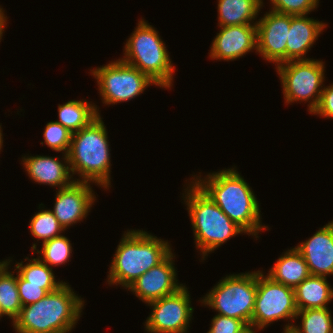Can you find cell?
I'll return each instance as SVG.
<instances>
[{
  "mask_svg": "<svg viewBox=\"0 0 333 333\" xmlns=\"http://www.w3.org/2000/svg\"><path fill=\"white\" fill-rule=\"evenodd\" d=\"M294 292L298 311L328 307L333 299V287L324 276L309 275Z\"/></svg>",
  "mask_w": 333,
  "mask_h": 333,
  "instance_id": "obj_19",
  "label": "cell"
},
{
  "mask_svg": "<svg viewBox=\"0 0 333 333\" xmlns=\"http://www.w3.org/2000/svg\"><path fill=\"white\" fill-rule=\"evenodd\" d=\"M309 275L308 265L295 247L284 252L267 273L273 281L292 288Z\"/></svg>",
  "mask_w": 333,
  "mask_h": 333,
  "instance_id": "obj_20",
  "label": "cell"
},
{
  "mask_svg": "<svg viewBox=\"0 0 333 333\" xmlns=\"http://www.w3.org/2000/svg\"><path fill=\"white\" fill-rule=\"evenodd\" d=\"M90 71L97 80L99 94L105 105L127 102L141 95L147 87L158 86L147 74L120 58Z\"/></svg>",
  "mask_w": 333,
  "mask_h": 333,
  "instance_id": "obj_9",
  "label": "cell"
},
{
  "mask_svg": "<svg viewBox=\"0 0 333 333\" xmlns=\"http://www.w3.org/2000/svg\"><path fill=\"white\" fill-rule=\"evenodd\" d=\"M28 260V263L16 262L14 271L18 272L25 280L27 284L43 285V289L49 293L56 291L65 282L57 281L53 270L38 257L30 258L25 257L24 261Z\"/></svg>",
  "mask_w": 333,
  "mask_h": 333,
  "instance_id": "obj_24",
  "label": "cell"
},
{
  "mask_svg": "<svg viewBox=\"0 0 333 333\" xmlns=\"http://www.w3.org/2000/svg\"><path fill=\"white\" fill-rule=\"evenodd\" d=\"M1 124V123H0ZM2 125H0V152L2 150V147H3V133H2Z\"/></svg>",
  "mask_w": 333,
  "mask_h": 333,
  "instance_id": "obj_35",
  "label": "cell"
},
{
  "mask_svg": "<svg viewBox=\"0 0 333 333\" xmlns=\"http://www.w3.org/2000/svg\"><path fill=\"white\" fill-rule=\"evenodd\" d=\"M74 292L65 282L39 301L23 306L12 322L16 333H70L85 303Z\"/></svg>",
  "mask_w": 333,
  "mask_h": 333,
  "instance_id": "obj_2",
  "label": "cell"
},
{
  "mask_svg": "<svg viewBox=\"0 0 333 333\" xmlns=\"http://www.w3.org/2000/svg\"><path fill=\"white\" fill-rule=\"evenodd\" d=\"M188 288L183 285L175 293L148 303L152 310L144 327L148 333H187L194 308Z\"/></svg>",
  "mask_w": 333,
  "mask_h": 333,
  "instance_id": "obj_11",
  "label": "cell"
},
{
  "mask_svg": "<svg viewBox=\"0 0 333 333\" xmlns=\"http://www.w3.org/2000/svg\"><path fill=\"white\" fill-rule=\"evenodd\" d=\"M328 307L299 310L295 320L301 318L300 325L293 324L295 333H333V319Z\"/></svg>",
  "mask_w": 333,
  "mask_h": 333,
  "instance_id": "obj_25",
  "label": "cell"
},
{
  "mask_svg": "<svg viewBox=\"0 0 333 333\" xmlns=\"http://www.w3.org/2000/svg\"><path fill=\"white\" fill-rule=\"evenodd\" d=\"M218 27L220 31L212 41L210 59L234 61L250 51H257L256 24Z\"/></svg>",
  "mask_w": 333,
  "mask_h": 333,
  "instance_id": "obj_15",
  "label": "cell"
},
{
  "mask_svg": "<svg viewBox=\"0 0 333 333\" xmlns=\"http://www.w3.org/2000/svg\"><path fill=\"white\" fill-rule=\"evenodd\" d=\"M282 333H295V332H293L291 329H286Z\"/></svg>",
  "mask_w": 333,
  "mask_h": 333,
  "instance_id": "obj_36",
  "label": "cell"
},
{
  "mask_svg": "<svg viewBox=\"0 0 333 333\" xmlns=\"http://www.w3.org/2000/svg\"><path fill=\"white\" fill-rule=\"evenodd\" d=\"M297 312L294 288L277 283L258 270L252 325L261 331L275 321L289 319L283 330L291 329L290 321H295Z\"/></svg>",
  "mask_w": 333,
  "mask_h": 333,
  "instance_id": "obj_10",
  "label": "cell"
},
{
  "mask_svg": "<svg viewBox=\"0 0 333 333\" xmlns=\"http://www.w3.org/2000/svg\"><path fill=\"white\" fill-rule=\"evenodd\" d=\"M320 0H270V10L287 15H307L317 9Z\"/></svg>",
  "mask_w": 333,
  "mask_h": 333,
  "instance_id": "obj_29",
  "label": "cell"
},
{
  "mask_svg": "<svg viewBox=\"0 0 333 333\" xmlns=\"http://www.w3.org/2000/svg\"><path fill=\"white\" fill-rule=\"evenodd\" d=\"M72 133L56 121H50L46 124L43 132L44 142L49 148L56 152L68 154L71 145Z\"/></svg>",
  "mask_w": 333,
  "mask_h": 333,
  "instance_id": "obj_28",
  "label": "cell"
},
{
  "mask_svg": "<svg viewBox=\"0 0 333 333\" xmlns=\"http://www.w3.org/2000/svg\"><path fill=\"white\" fill-rule=\"evenodd\" d=\"M90 185V182L74 181L65 188L56 189L54 208L51 211L65 230L86 219L97 200Z\"/></svg>",
  "mask_w": 333,
  "mask_h": 333,
  "instance_id": "obj_14",
  "label": "cell"
},
{
  "mask_svg": "<svg viewBox=\"0 0 333 333\" xmlns=\"http://www.w3.org/2000/svg\"><path fill=\"white\" fill-rule=\"evenodd\" d=\"M98 115L80 131L72 133L68 152L70 170L80 179L75 181L91 182L104 190L111 185V154L106 126Z\"/></svg>",
  "mask_w": 333,
  "mask_h": 333,
  "instance_id": "obj_4",
  "label": "cell"
},
{
  "mask_svg": "<svg viewBox=\"0 0 333 333\" xmlns=\"http://www.w3.org/2000/svg\"><path fill=\"white\" fill-rule=\"evenodd\" d=\"M175 253L171 252L161 263L136 279L127 289L144 303H150L175 293L179 284L175 269Z\"/></svg>",
  "mask_w": 333,
  "mask_h": 333,
  "instance_id": "obj_13",
  "label": "cell"
},
{
  "mask_svg": "<svg viewBox=\"0 0 333 333\" xmlns=\"http://www.w3.org/2000/svg\"><path fill=\"white\" fill-rule=\"evenodd\" d=\"M63 160L49 156H28L22 157L24 170L32 181L38 184H46L57 187L58 190L71 185L75 179L72 176L68 154H63ZM64 161V163H63ZM72 179V180H71Z\"/></svg>",
  "mask_w": 333,
  "mask_h": 333,
  "instance_id": "obj_17",
  "label": "cell"
},
{
  "mask_svg": "<svg viewBox=\"0 0 333 333\" xmlns=\"http://www.w3.org/2000/svg\"><path fill=\"white\" fill-rule=\"evenodd\" d=\"M257 27V51L266 61L286 62V45L290 28V15L269 10L260 17Z\"/></svg>",
  "mask_w": 333,
  "mask_h": 333,
  "instance_id": "obj_12",
  "label": "cell"
},
{
  "mask_svg": "<svg viewBox=\"0 0 333 333\" xmlns=\"http://www.w3.org/2000/svg\"><path fill=\"white\" fill-rule=\"evenodd\" d=\"M258 329H256L253 325L247 324L241 331L238 333H256Z\"/></svg>",
  "mask_w": 333,
  "mask_h": 333,
  "instance_id": "obj_34",
  "label": "cell"
},
{
  "mask_svg": "<svg viewBox=\"0 0 333 333\" xmlns=\"http://www.w3.org/2000/svg\"><path fill=\"white\" fill-rule=\"evenodd\" d=\"M295 248L305 259L310 275H333V221L319 228Z\"/></svg>",
  "mask_w": 333,
  "mask_h": 333,
  "instance_id": "obj_16",
  "label": "cell"
},
{
  "mask_svg": "<svg viewBox=\"0 0 333 333\" xmlns=\"http://www.w3.org/2000/svg\"><path fill=\"white\" fill-rule=\"evenodd\" d=\"M312 114L327 119L333 118V83L323 87L320 102Z\"/></svg>",
  "mask_w": 333,
  "mask_h": 333,
  "instance_id": "obj_32",
  "label": "cell"
},
{
  "mask_svg": "<svg viewBox=\"0 0 333 333\" xmlns=\"http://www.w3.org/2000/svg\"><path fill=\"white\" fill-rule=\"evenodd\" d=\"M236 167L193 176V180L218 207L247 235L259 238V232L268 229L262 225L259 201L253 189ZM196 176V177H195Z\"/></svg>",
  "mask_w": 333,
  "mask_h": 333,
  "instance_id": "obj_1",
  "label": "cell"
},
{
  "mask_svg": "<svg viewBox=\"0 0 333 333\" xmlns=\"http://www.w3.org/2000/svg\"><path fill=\"white\" fill-rule=\"evenodd\" d=\"M11 262L10 259L0 261V312L13 322L23 306L17 288V274L14 276L15 272L9 271Z\"/></svg>",
  "mask_w": 333,
  "mask_h": 333,
  "instance_id": "obj_23",
  "label": "cell"
},
{
  "mask_svg": "<svg viewBox=\"0 0 333 333\" xmlns=\"http://www.w3.org/2000/svg\"><path fill=\"white\" fill-rule=\"evenodd\" d=\"M99 113L98 106L88 100H70L60 105L58 104V120L62 126L71 133L80 131L94 120Z\"/></svg>",
  "mask_w": 333,
  "mask_h": 333,
  "instance_id": "obj_22",
  "label": "cell"
},
{
  "mask_svg": "<svg viewBox=\"0 0 333 333\" xmlns=\"http://www.w3.org/2000/svg\"><path fill=\"white\" fill-rule=\"evenodd\" d=\"M41 205L43 206L42 210L40 209ZM39 209V212L35 213L29 222V229L34 239L42 240V243H44L60 236L65 229L54 216V213L50 209H45L42 203L39 205Z\"/></svg>",
  "mask_w": 333,
  "mask_h": 333,
  "instance_id": "obj_27",
  "label": "cell"
},
{
  "mask_svg": "<svg viewBox=\"0 0 333 333\" xmlns=\"http://www.w3.org/2000/svg\"><path fill=\"white\" fill-rule=\"evenodd\" d=\"M256 292L257 271L233 273L223 277L199 301L220 315L252 325Z\"/></svg>",
  "mask_w": 333,
  "mask_h": 333,
  "instance_id": "obj_7",
  "label": "cell"
},
{
  "mask_svg": "<svg viewBox=\"0 0 333 333\" xmlns=\"http://www.w3.org/2000/svg\"><path fill=\"white\" fill-rule=\"evenodd\" d=\"M327 24L307 15H290V28L286 45V62L311 60L306 54L326 28Z\"/></svg>",
  "mask_w": 333,
  "mask_h": 333,
  "instance_id": "obj_18",
  "label": "cell"
},
{
  "mask_svg": "<svg viewBox=\"0 0 333 333\" xmlns=\"http://www.w3.org/2000/svg\"><path fill=\"white\" fill-rule=\"evenodd\" d=\"M263 4V0H218V26L257 24L254 20Z\"/></svg>",
  "mask_w": 333,
  "mask_h": 333,
  "instance_id": "obj_21",
  "label": "cell"
},
{
  "mask_svg": "<svg viewBox=\"0 0 333 333\" xmlns=\"http://www.w3.org/2000/svg\"><path fill=\"white\" fill-rule=\"evenodd\" d=\"M187 183L182 197L187 205L196 249L200 250L201 260H205L223 243L245 232L193 180Z\"/></svg>",
  "mask_w": 333,
  "mask_h": 333,
  "instance_id": "obj_5",
  "label": "cell"
},
{
  "mask_svg": "<svg viewBox=\"0 0 333 333\" xmlns=\"http://www.w3.org/2000/svg\"><path fill=\"white\" fill-rule=\"evenodd\" d=\"M17 288L22 306L35 303L49 293L47 290L43 289V285L27 284V280L18 272Z\"/></svg>",
  "mask_w": 333,
  "mask_h": 333,
  "instance_id": "obj_30",
  "label": "cell"
},
{
  "mask_svg": "<svg viewBox=\"0 0 333 333\" xmlns=\"http://www.w3.org/2000/svg\"><path fill=\"white\" fill-rule=\"evenodd\" d=\"M140 19L124 43V56L120 59L147 74L160 88L170 89L175 67L167 47L159 32L144 18Z\"/></svg>",
  "mask_w": 333,
  "mask_h": 333,
  "instance_id": "obj_6",
  "label": "cell"
},
{
  "mask_svg": "<svg viewBox=\"0 0 333 333\" xmlns=\"http://www.w3.org/2000/svg\"><path fill=\"white\" fill-rule=\"evenodd\" d=\"M68 237L64 235L52 238L49 241L42 243L41 250L37 249V242L33 243L31 249L32 254L39 253L42 256H37L42 262L47 264L51 269L53 266L65 265L72 254V244ZM36 251V252H35Z\"/></svg>",
  "mask_w": 333,
  "mask_h": 333,
  "instance_id": "obj_26",
  "label": "cell"
},
{
  "mask_svg": "<svg viewBox=\"0 0 333 333\" xmlns=\"http://www.w3.org/2000/svg\"><path fill=\"white\" fill-rule=\"evenodd\" d=\"M172 250L168 241L146 231H125L109 266L108 285H121L127 289L145 272L161 263Z\"/></svg>",
  "mask_w": 333,
  "mask_h": 333,
  "instance_id": "obj_3",
  "label": "cell"
},
{
  "mask_svg": "<svg viewBox=\"0 0 333 333\" xmlns=\"http://www.w3.org/2000/svg\"><path fill=\"white\" fill-rule=\"evenodd\" d=\"M5 10L0 7V42L4 33L5 26L7 25V16H5Z\"/></svg>",
  "mask_w": 333,
  "mask_h": 333,
  "instance_id": "obj_33",
  "label": "cell"
},
{
  "mask_svg": "<svg viewBox=\"0 0 333 333\" xmlns=\"http://www.w3.org/2000/svg\"><path fill=\"white\" fill-rule=\"evenodd\" d=\"M325 64L321 60L288 61L275 69L280 77L285 103L308 102L310 114L317 108L325 80Z\"/></svg>",
  "mask_w": 333,
  "mask_h": 333,
  "instance_id": "obj_8",
  "label": "cell"
},
{
  "mask_svg": "<svg viewBox=\"0 0 333 333\" xmlns=\"http://www.w3.org/2000/svg\"><path fill=\"white\" fill-rule=\"evenodd\" d=\"M211 320V326L207 333H238L246 326L242 320L220 314L215 315Z\"/></svg>",
  "mask_w": 333,
  "mask_h": 333,
  "instance_id": "obj_31",
  "label": "cell"
}]
</instances>
